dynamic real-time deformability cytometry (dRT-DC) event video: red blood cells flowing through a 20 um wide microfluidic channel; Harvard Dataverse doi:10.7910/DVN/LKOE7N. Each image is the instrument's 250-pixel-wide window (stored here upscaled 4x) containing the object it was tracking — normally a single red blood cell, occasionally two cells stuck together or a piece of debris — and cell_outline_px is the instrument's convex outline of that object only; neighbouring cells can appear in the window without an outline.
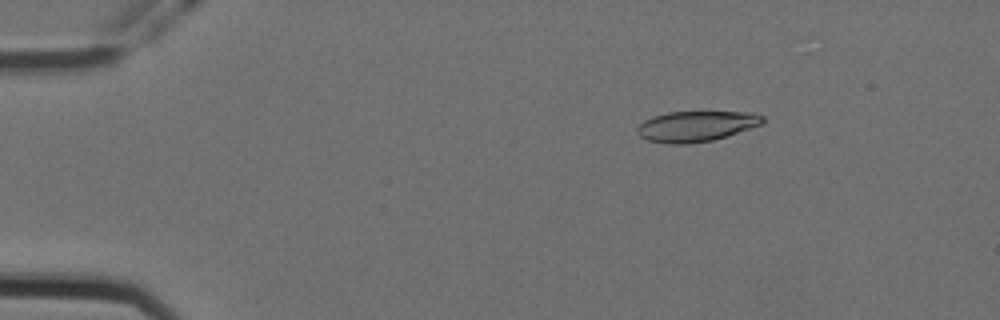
{"species": "Egyptian fruit bat (a non-hibernating species)", "species_latin": "Rousettus aegyptiacus", "temperature_condition": "cold", "stored_images_in_passage": 50, "camera_frame_rate_fps": 3000, "um_per_image_px": 0.085, "animal": {"sex": "female"}, "frame": {"image": 1, "passage_image": 2, "time_ms": 0.333, "image_size_px": [1000, 320], "cell_outline_px": [[764, 124], [712, 140], [688, 144], [672, 144], [648, 140], [640, 136], [636, 132], [636, 128], [644, 120], [652, 116], [668, 112], [752, 112], [764, 116]], "centroid_in_image_um": [59.17, 10.72], "position_along_channel_um": 25.8, "area_um2": 22.31}}
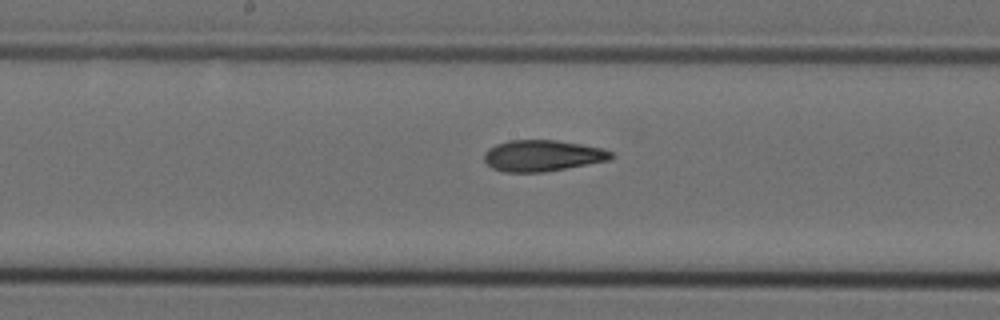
{"frame": {"image": 2, "passage_image": 23, "time_ms": 7.333, "image_size_px": [1000, 320], "cell_outline_px": [[612, 156], [608, 160], [544, 172], [504, 172], [492, 168], [484, 160], [484, 152], [488, 148], [496, 144], [508, 140], [556, 140], [580, 144], [600, 148], [612, 152]], "centroid_in_image_um": [46.04, 13.23], "position_along_channel_um": 202.2, "area_um2": 22.89}}
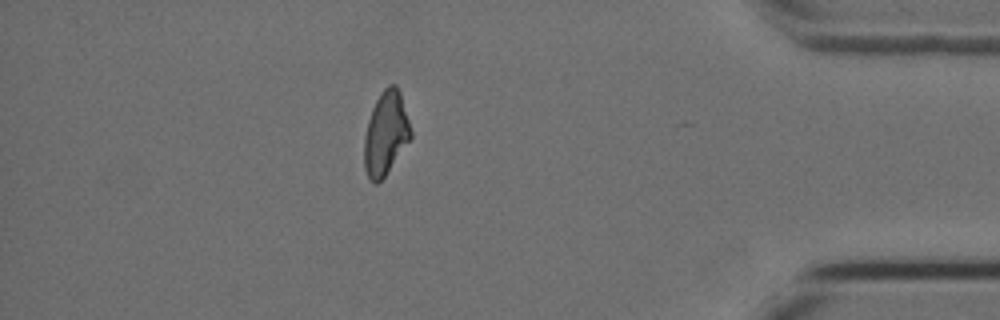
{"frame": {"image": 3, "passage_image": 43, "time_ms": 14.0, "image_size_px": [1000, 320], "cell_outline_px": [[412, 136], [384, 176], [376, 184], [372, 184], [364, 168], [364, 136], [368, 120], [372, 108], [380, 92], [388, 84], [396, 84], [400, 92], [412, 132]], "centroid_in_image_um": [32.77, 11.31], "position_along_channel_um": 402.4, "area_um2": 22.48}, "authors_computed_cell_mechanics": {"area_um2": 23.0333, "velocity_mm_per_s": 3.5678, "shape_relaxation_time_tau1_ms": 8.3047, "shape_relaxation_time_tau2_ms": 3.1326, "deformation_change_tau1": 0.1978, "deformation_change_tau2": 0.1066}}